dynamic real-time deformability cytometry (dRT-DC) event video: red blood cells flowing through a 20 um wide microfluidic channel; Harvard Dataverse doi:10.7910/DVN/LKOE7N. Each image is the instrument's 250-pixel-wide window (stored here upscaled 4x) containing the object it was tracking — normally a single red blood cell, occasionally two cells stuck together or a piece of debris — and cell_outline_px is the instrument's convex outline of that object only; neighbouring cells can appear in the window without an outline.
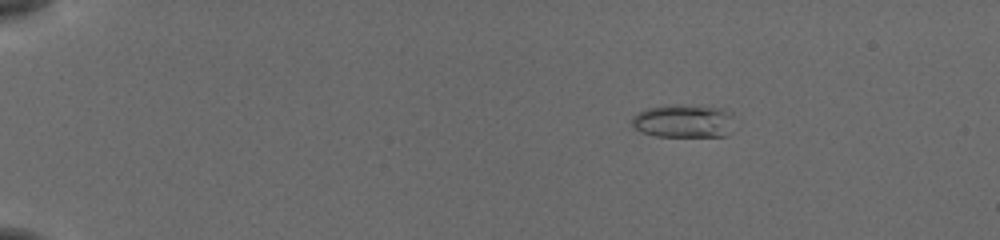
{"species": "common noctule bat (a hibernating species)", "species_latin": "Nyctalus noctula", "temperature_condition": "cold", "stored_images_in_passage": 56, "camera_frame_rate_fps": 3000, "um_per_image_px": 0.085, "animal": {"sex": "female", "body_mass_g": 19.5, "forearm_length_mm": 54.1}, "frame": {"image": 1, "passage_image": 10, "time_ms": 3.0, "image_size_px": [1000, 240], "cell_outline_px": [[732, 116], [724, 136], [656, 136], [640, 132], [632, 124], [632, 116], [636, 112], [648, 108], [668, 104], [676, 104], [728, 108]], "centroid_in_image_um": [58.03, 10.26], "position_along_channel_um": 27.0, "area_um2": 19.77}}
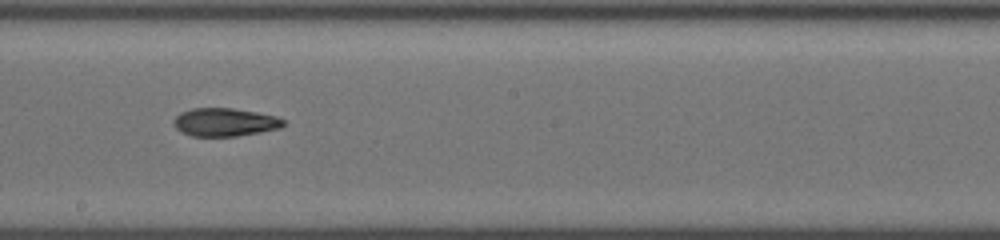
{"frame": {"image": 2, "passage_image": 34, "time_ms": 11.0, "image_size_px": [1000, 240], "cell_outline_px": [[284, 124], [280, 128], [260, 132], [236, 136], [192, 136], [180, 132], [172, 124], [176, 116], [180, 112], [192, 108], [232, 108], [256, 112], [276, 116], [284, 120]], "centroid_in_image_um": [19.07, 10.38], "position_along_channel_um": 229.1, "area_um2": 18.03}}
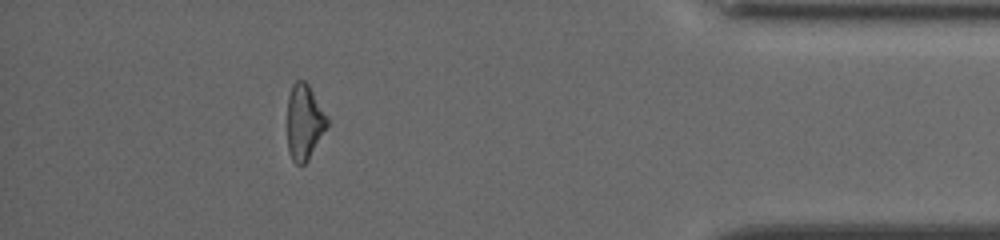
{"frame": {"image": 3, "passage_image": 51, "time_ms": 16.667, "image_size_px": [1000, 240], "cell_outline_px": [[328, 124], [308, 160], [304, 164], [296, 164], [292, 160], [288, 152], [288, 96], [292, 84], [296, 80], [304, 80], [308, 84], [328, 116]], "centroid_in_image_um": [25.86, 10.36], "position_along_channel_um": 409.3, "area_um2": 17.46}, "authors_computed_cell_mechanics": {"area_um2": 18.5827, "velocity_mm_per_s": 3.8363, "shape_relaxation_time_tau1_ms": 5.3517, "shape_relaxation_time_tau2_ms": 4.0324, "deformation_change_tau1": 0.1507, "deformation_change_tau2": 0.1093}}